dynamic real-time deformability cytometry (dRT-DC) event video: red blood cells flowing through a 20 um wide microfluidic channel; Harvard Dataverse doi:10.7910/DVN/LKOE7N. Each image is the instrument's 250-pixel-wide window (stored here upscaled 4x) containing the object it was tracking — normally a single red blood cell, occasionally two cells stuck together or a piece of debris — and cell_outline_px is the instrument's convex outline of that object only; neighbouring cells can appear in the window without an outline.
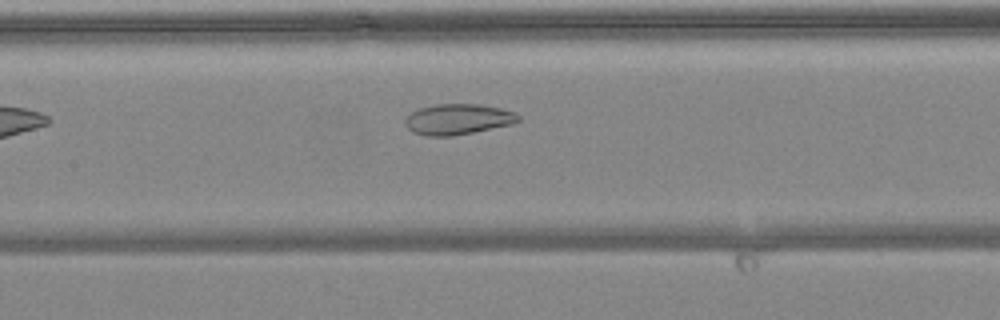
{"species": "common noctule bat (a hibernating species)", "species_latin": "Nyctalus noctula", "temperature_condition": "warm", "stored_images_in_passage": 6, "camera_frame_rate_fps": 3000, "um_per_image_px": 0.085, "animal": {"sex": "female", "body_mass_g": 24.6, "forearm_length_mm": 56.2}, "frame": {"image": 1, "passage_image": 6, "time_ms": 1.667, "image_size_px": [1000, 320], "cell_outline_px": [[520, 120], [512, 124], [452, 136], [428, 136], [412, 132], [404, 124], [404, 120], [412, 112], [420, 108], [436, 104], [480, 104], [500, 108], [516, 112], [520, 116]], "centroid_in_image_um": [38.93, 10.13], "position_along_channel_um": 168.5, "area_um2": 20.17}}